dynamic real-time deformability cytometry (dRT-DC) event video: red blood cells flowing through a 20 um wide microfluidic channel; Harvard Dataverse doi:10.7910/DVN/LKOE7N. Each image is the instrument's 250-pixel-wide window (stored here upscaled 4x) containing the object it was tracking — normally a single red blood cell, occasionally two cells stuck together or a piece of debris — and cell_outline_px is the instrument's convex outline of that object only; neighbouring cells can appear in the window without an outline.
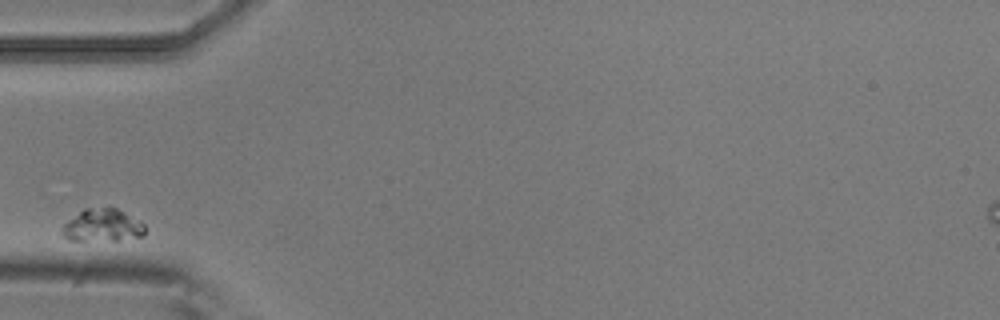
{"species": "common noctule bat (a hibernating species)", "species_latin": "Nyctalus noctula", "temperature_condition": "room temperature", "stored_images_in_passage": 5, "camera_frame_rate_fps": 3000, "um_per_image_px": 0.085, "animal": {"sex": "male", "body_mass_g": 20.5, "forearm_length_mm": 52.5}, "frame": {"image": 1, "passage_image": 1, "time_ms": 0.0, "image_size_px": [1000, 320], "cell_outline_px": [[144, 236], [116, 240], [68, 240], [60, 232], [60, 228], [68, 220], [84, 208], [116, 208], [140, 220], [144, 224]], "centroid_in_image_um": [8.69, 19.16], "position_along_channel_um": 76.3, "area_um2": 15.72}}
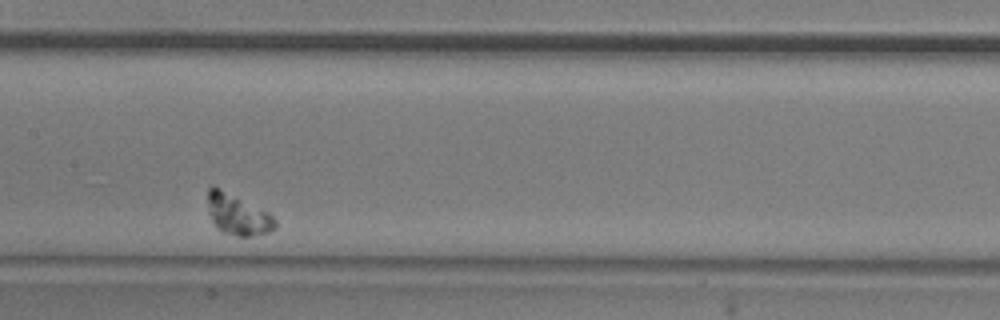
{"frame": {"image": 2, "passage_image": 4, "time_ms": 1.0, "image_size_px": [1000, 320], "cell_outline_px": [[276, 228], [268, 232], [252, 236], [236, 236], [220, 232], [216, 228], [208, 212], [208, 188], [212, 184], [268, 212], [276, 220]], "centroid_in_image_um": [20.18, 18.25], "position_along_channel_um": 187.2, "area_um2": 16.07}}
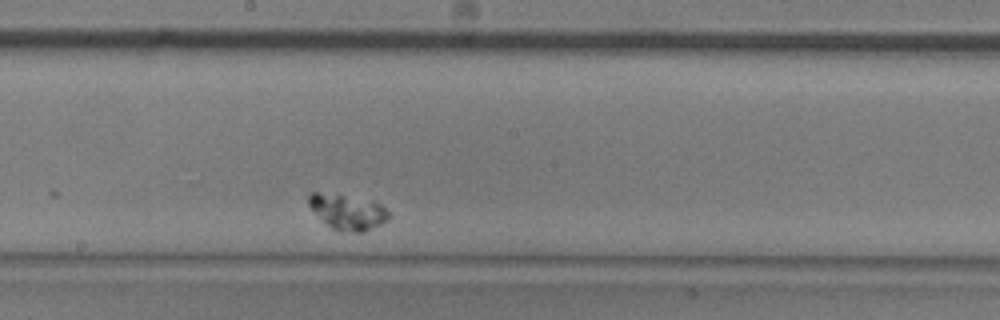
{"frame": {"image": 3, "passage_image": 5, "time_ms": 1.333, "image_size_px": [1000, 320], "cell_outline_px": [[388, 220], [364, 232], [352, 232], [332, 228], [308, 204], [308, 196], [312, 192], [316, 192], [340, 196], [380, 204], [388, 212]], "centroid_in_image_um": [29.55, 18.04], "position_along_channel_um": 218.7, "area_um2": 15.37}}